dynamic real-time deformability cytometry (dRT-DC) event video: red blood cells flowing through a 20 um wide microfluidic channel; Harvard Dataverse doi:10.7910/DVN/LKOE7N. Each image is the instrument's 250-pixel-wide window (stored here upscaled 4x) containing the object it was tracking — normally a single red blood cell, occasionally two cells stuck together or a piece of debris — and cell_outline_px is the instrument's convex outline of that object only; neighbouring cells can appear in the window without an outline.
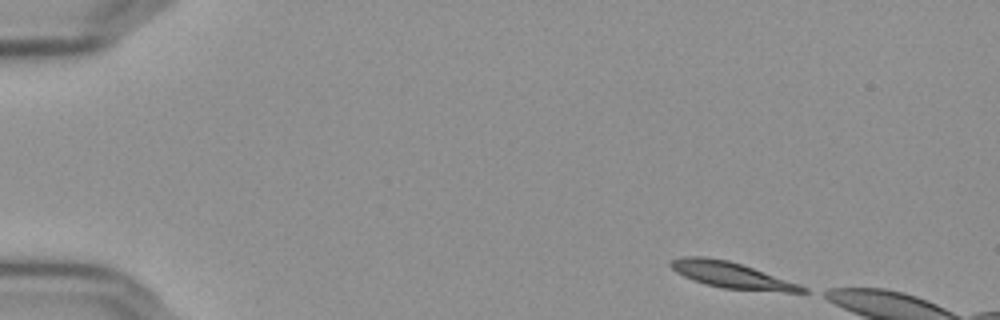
{"species": "Egyptian fruit bat (a non-hibernating species)", "species_latin": "Rousettus aegyptiacus", "temperature_condition": "cold", "stored_images_in_passage": 8, "camera_frame_rate_fps": 3000, "um_per_image_px": 0.085, "frame": {"image": 1, "passage_image": 1, "time_ms": 0.0, "image_size_px": [1000, 320], "cell_outline_px": [[808, 292], [784, 292], [724, 288], [704, 284], [692, 280], [676, 272], [668, 264], [672, 260], [684, 256], [704, 256], [728, 260], [800, 284], [808, 288]], "centroid_in_image_um": [62.16, 23.39], "position_along_channel_um": 22.8, "area_um2": 19.83}}